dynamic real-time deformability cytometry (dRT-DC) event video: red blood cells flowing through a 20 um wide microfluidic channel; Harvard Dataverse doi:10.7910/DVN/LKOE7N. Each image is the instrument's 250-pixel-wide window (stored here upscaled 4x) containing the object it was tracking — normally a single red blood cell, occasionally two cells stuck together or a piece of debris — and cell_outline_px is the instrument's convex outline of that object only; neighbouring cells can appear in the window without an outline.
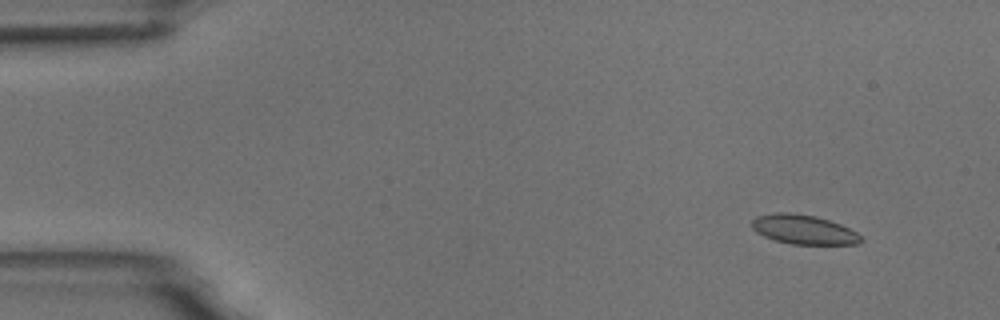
{"species": "common noctule bat (a hibernating species)", "species_latin": "Nyctalus noctula", "temperature_condition": "room temperature", "stored_images_in_passage": 5, "camera_frame_rate_fps": 3000, "um_per_image_px": 0.085, "animal": {"sex": "male", "body_mass_g": 18.8}, "frame": {"image": 1, "passage_image": 1, "time_ms": 0.0, "image_size_px": [1000, 320], "cell_outline_px": [[864, 240], [860, 244], [792, 244], [776, 240], [764, 236], [756, 232], [752, 228], [752, 220], [756, 216], [776, 212], [788, 212], [816, 216], [840, 224], [864, 236]], "centroid_in_image_um": [68.33, 19.51], "position_along_channel_um": 16.7, "area_um2": 18.73}}
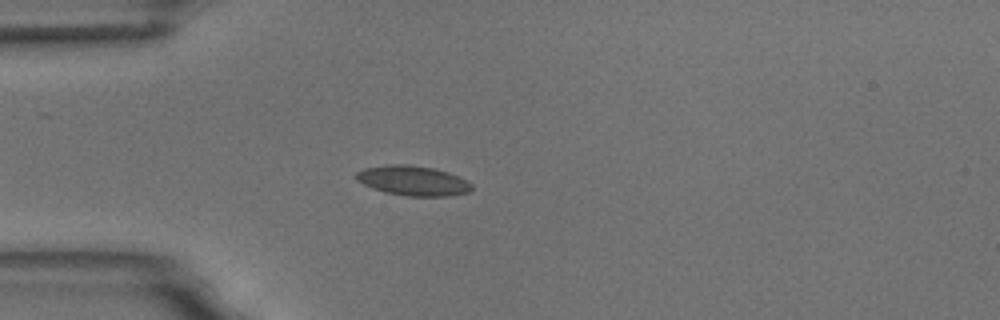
{"frame": {"image": 2, "passage_image": 4, "time_ms": 3.333, "image_size_px": [1000, 320], "cell_outline_px": [[472, 188], [468, 192], [448, 196], [404, 196], [384, 192], [372, 188], [356, 180], [356, 172], [364, 168], [388, 164], [408, 164], [432, 168], [448, 172], [472, 184]], "centroid_in_image_um": [35.06, 15.36], "position_along_channel_um": 49.9, "area_um2": 20.0}}